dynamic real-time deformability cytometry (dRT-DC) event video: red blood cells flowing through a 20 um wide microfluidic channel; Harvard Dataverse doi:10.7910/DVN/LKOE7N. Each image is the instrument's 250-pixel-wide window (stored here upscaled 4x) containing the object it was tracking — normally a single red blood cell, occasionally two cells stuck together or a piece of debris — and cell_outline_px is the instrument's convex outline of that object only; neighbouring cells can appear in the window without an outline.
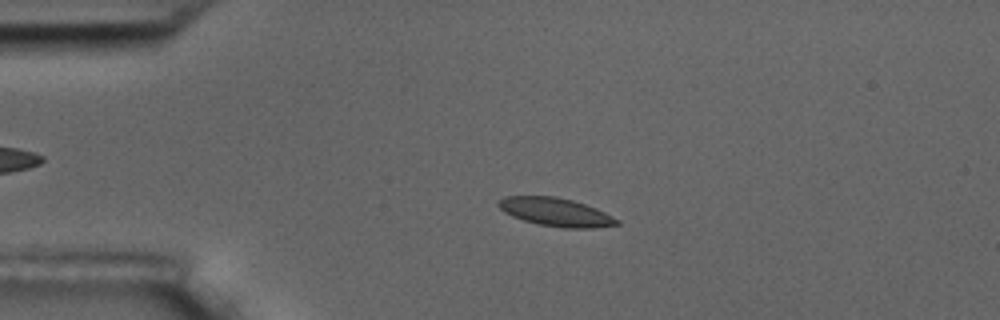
{"species": "common noctule bat (a hibernating species)", "species_latin": "Nyctalus noctula", "temperature_condition": "room temperature", "stored_images_in_passage": 4, "camera_frame_rate_fps": 3000, "um_per_image_px": 0.085, "animal": {"sex": "male", "body_mass_g": 17.5, "forearm_length_mm": 52.3}, "frame": {"image": 1, "passage_image": 3, "time_ms": 3.0, "image_size_px": [1000, 320], "cell_outline_px": [[620, 224], [592, 228], [564, 228], [536, 224], [512, 216], [504, 212], [496, 204], [504, 196], [556, 196], [572, 200], [596, 208], [620, 220]], "centroid_in_image_um": [47.23, 18.03], "position_along_channel_um": 37.8, "area_um2": 19.54}}